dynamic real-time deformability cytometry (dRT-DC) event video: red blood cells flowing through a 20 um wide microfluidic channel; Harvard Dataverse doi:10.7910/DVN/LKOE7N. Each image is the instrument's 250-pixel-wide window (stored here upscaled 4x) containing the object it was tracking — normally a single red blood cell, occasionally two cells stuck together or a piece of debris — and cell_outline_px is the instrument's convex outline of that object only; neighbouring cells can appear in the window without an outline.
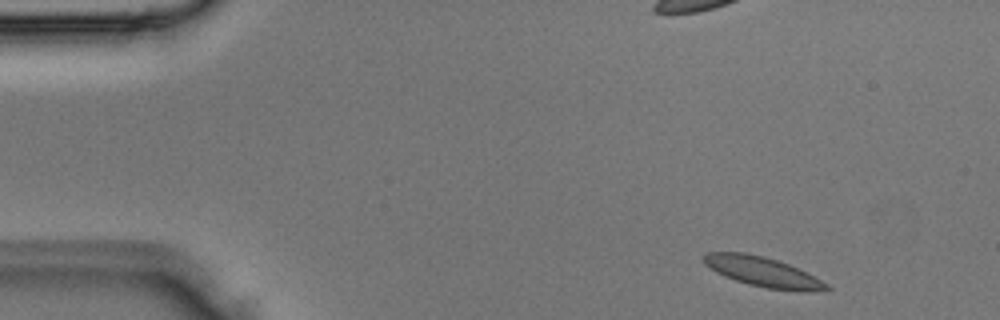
{"species": "Egyptian fruit bat (a non-hibernating species)", "species_latin": "Rousettus aegyptiacus", "temperature_condition": "room temperature", "stored_images_in_passage": 3, "camera_frame_rate_fps": 3000, "um_per_image_px": 0.085, "animal": {"sex": "male"}, "frame": {"image": 1, "passage_image": 1, "time_ms": 0.0, "image_size_px": [1000, 320], "cell_outline_px": [[832, 288], [808, 292], [768, 288], [748, 284], [724, 276], [716, 272], [704, 264], [700, 256], [704, 252], [744, 252], [764, 256], [788, 264], [828, 284]], "centroid_in_image_um": [64.74, 23.09], "position_along_channel_um": 20.3, "area_um2": 21.15}}